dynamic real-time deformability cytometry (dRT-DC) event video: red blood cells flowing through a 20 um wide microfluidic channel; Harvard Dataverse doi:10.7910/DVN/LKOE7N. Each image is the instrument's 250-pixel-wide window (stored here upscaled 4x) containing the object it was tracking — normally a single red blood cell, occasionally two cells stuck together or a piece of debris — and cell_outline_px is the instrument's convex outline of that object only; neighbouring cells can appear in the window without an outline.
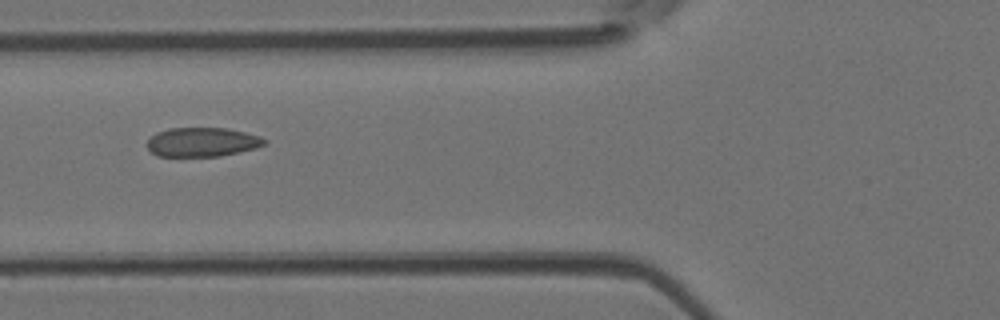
{"species": "Egyptian fruit bat (a non-hibernating species)", "species_latin": "Rousettus aegyptiacus", "temperature_condition": "room temperature", "stored_images_in_passage": 6, "camera_frame_rate_fps": 3000, "um_per_image_px": 0.085, "animal": {"sex": "female"}, "frame": {"image": 1, "passage_image": 6, "time_ms": 1.667, "image_size_px": [1000, 320], "cell_outline_px": [[268, 140], [264, 144], [256, 148], [220, 156], [156, 156], [148, 148], [148, 140], [156, 132], [168, 128], [224, 128], [244, 132], [260, 136]], "centroid_in_image_um": [17.18, 12.07], "position_along_channel_um": 108.6, "area_um2": 19.83}}